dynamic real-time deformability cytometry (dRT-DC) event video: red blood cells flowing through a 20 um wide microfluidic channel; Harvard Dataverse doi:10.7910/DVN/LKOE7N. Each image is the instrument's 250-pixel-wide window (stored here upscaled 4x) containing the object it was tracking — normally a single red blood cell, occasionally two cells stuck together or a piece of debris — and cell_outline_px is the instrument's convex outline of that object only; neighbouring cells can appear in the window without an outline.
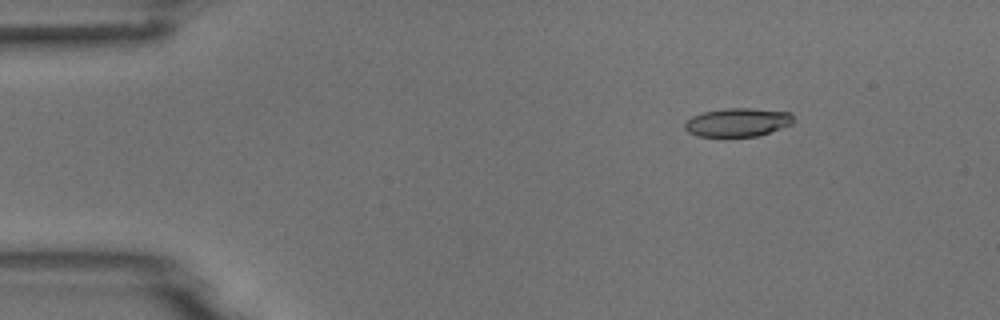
{"species": "common noctule bat (a hibernating species)", "species_latin": "Nyctalus noctula", "temperature_condition": "room temperature", "stored_images_in_passage": 4, "camera_frame_rate_fps": 3000, "um_per_image_px": 0.085, "animal": {"sex": "male", "body_mass_g": 18.8}, "frame": {"image": 1, "passage_image": 1, "time_ms": 0.0, "image_size_px": [1000, 320], "cell_outline_px": [[796, 120], [792, 124], [756, 136], [696, 136], [688, 132], [684, 128], [684, 124], [692, 116], [704, 112], [724, 108], [752, 108], [792, 112]], "centroid_in_image_um": [62.73, 10.38], "position_along_channel_um": 22.3, "area_um2": 18.09}}
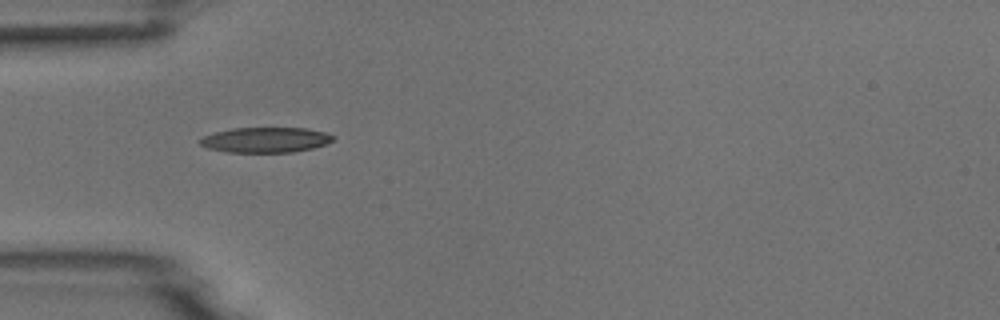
{"frame": {"image": 2, "passage_image": 3, "time_ms": 3.0, "image_size_px": [1000, 320], "cell_outline_px": [[336, 136], [332, 140], [324, 144], [312, 148], [292, 152], [228, 152], [208, 148], [200, 144], [196, 140], [204, 136], [216, 132], [232, 128], [308, 128], [324, 132]], "centroid_in_image_um": [22.55, 11.88], "position_along_channel_um": 62.5, "area_um2": 19.48}}